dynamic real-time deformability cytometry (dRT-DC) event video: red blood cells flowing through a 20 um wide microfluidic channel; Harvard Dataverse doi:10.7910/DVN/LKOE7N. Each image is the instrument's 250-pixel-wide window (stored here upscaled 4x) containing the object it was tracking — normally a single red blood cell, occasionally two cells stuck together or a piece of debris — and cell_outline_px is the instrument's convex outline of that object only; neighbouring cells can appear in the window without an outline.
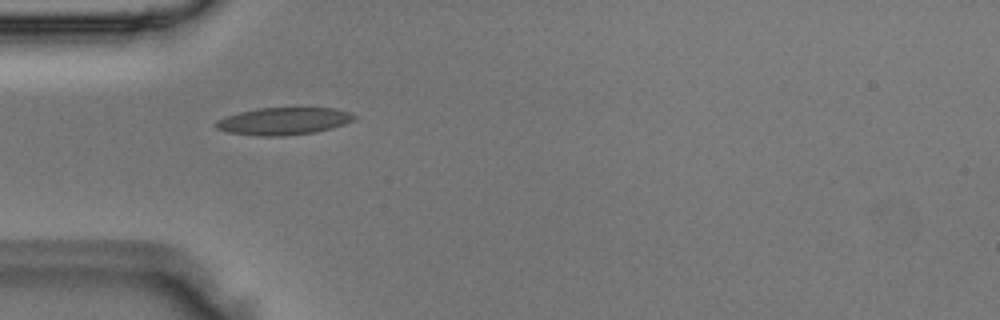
{"species": "Egyptian fruit bat (a non-hibernating species)", "species_latin": "Rousettus aegyptiacus", "temperature_condition": "room temperature", "stored_images_in_passage": 6, "camera_frame_rate_fps": 3000, "um_per_image_px": 0.085, "animal": {"sex": "male"}, "frame": {"image": 1, "passage_image": 5, "time_ms": 1.333, "image_size_px": [1000, 320], "cell_outline_px": [[356, 120], [332, 128], [312, 132], [280, 136], [256, 136], [228, 132], [216, 128], [212, 124], [216, 120], [240, 112], [256, 108], [336, 108], [352, 112], [356, 116]], "centroid_in_image_um": [24.11, 10.29], "position_along_channel_um": 60.9, "area_um2": 22.08}}